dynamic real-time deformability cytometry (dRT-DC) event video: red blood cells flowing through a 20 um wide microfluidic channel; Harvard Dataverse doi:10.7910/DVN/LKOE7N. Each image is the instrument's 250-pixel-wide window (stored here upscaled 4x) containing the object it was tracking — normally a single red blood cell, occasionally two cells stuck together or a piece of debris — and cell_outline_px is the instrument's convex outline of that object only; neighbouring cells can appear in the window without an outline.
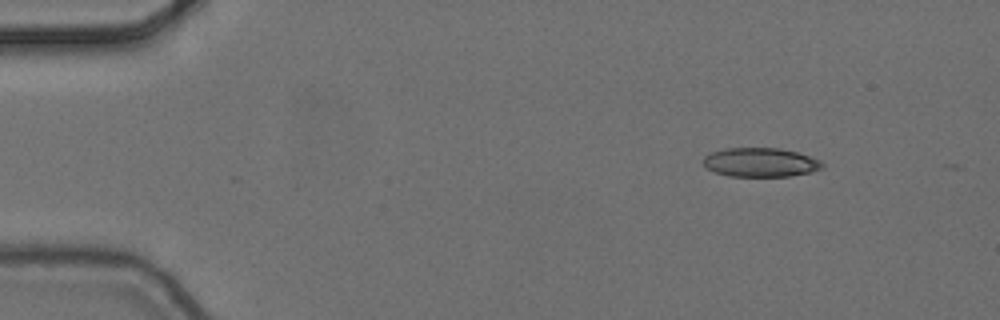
{"species": "common noctule bat (a hibernating species)", "species_latin": "Nyctalus noctula", "temperature_condition": "cold", "stored_images_in_passage": 3, "camera_frame_rate_fps": 3000, "um_per_image_px": 0.085, "animal": {"sex": "female", "body_mass_g": 24.6, "forearm_length_mm": 56.2}, "frame": {"image": 1, "passage_image": 1, "time_ms": 0.0, "image_size_px": [1000, 320], "cell_outline_px": [[824, 164], [820, 168], [808, 172], [792, 176], [728, 176], [716, 172], [708, 168], [704, 164], [704, 156], [712, 152], [724, 148], [780, 148], [796, 152], [820, 160]], "centroid_in_image_um": [64.62, 13.79], "position_along_channel_um": 20.4, "area_um2": 19.88}}
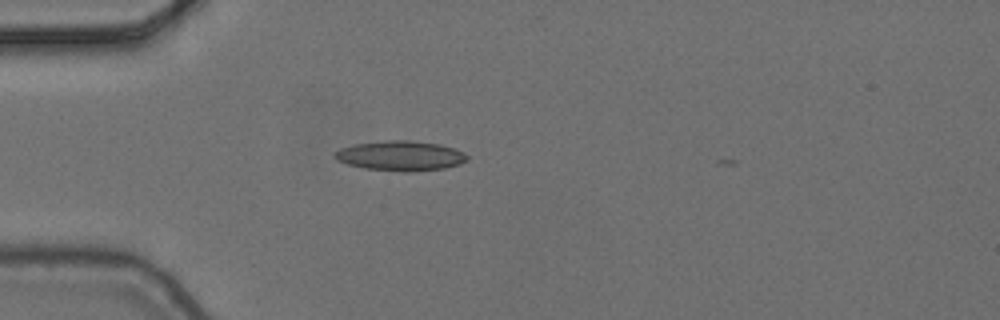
{"frame": {"image": 2, "passage_image": 3, "time_ms": 0.667, "image_size_px": [1000, 320], "cell_outline_px": [[468, 160], [460, 164], [444, 168], [408, 172], [404, 172], [364, 168], [348, 164], [336, 160], [332, 156], [332, 152], [340, 148], [356, 144], [388, 140], [408, 140], [440, 144], [464, 152], [468, 156]], "centroid_in_image_um": [34.02, 13.24], "position_along_channel_um": 51.0, "area_um2": 23.12}}